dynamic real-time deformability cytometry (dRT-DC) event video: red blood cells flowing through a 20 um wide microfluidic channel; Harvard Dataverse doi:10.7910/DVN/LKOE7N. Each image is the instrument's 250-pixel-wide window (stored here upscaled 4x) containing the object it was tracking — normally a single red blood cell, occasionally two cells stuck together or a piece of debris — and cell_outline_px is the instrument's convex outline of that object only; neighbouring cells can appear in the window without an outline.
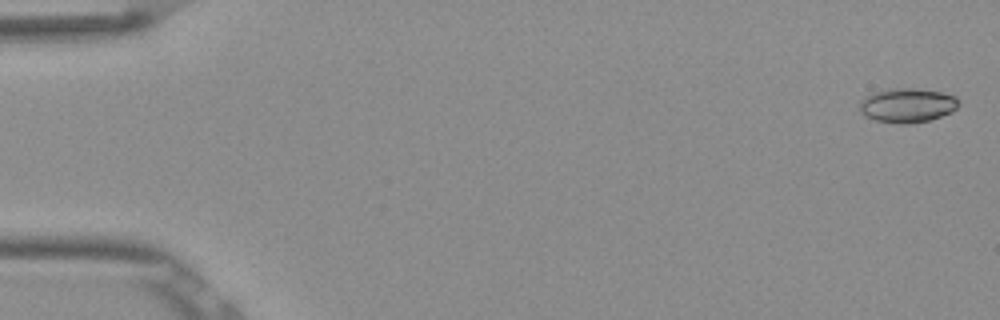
{"species": "Egyptian fruit bat (a non-hibernating species)", "species_latin": "Rousettus aegyptiacus", "temperature_condition": "room temperature", "stored_images_in_passage": 53, "camera_frame_rate_fps": 3000, "um_per_image_px": 0.085, "frame": {"image": 1, "passage_image": 2, "time_ms": 0.333, "image_size_px": [1000, 320], "cell_outline_px": [[960, 104], [952, 112], [928, 120], [912, 124], [900, 124], [872, 120], [864, 116], [860, 112], [860, 100], [876, 92], [892, 88], [912, 88], [940, 92], [956, 96]], "centroid_in_image_um": [77.11, 8.97], "position_along_channel_um": 7.9, "area_um2": 19.83}}
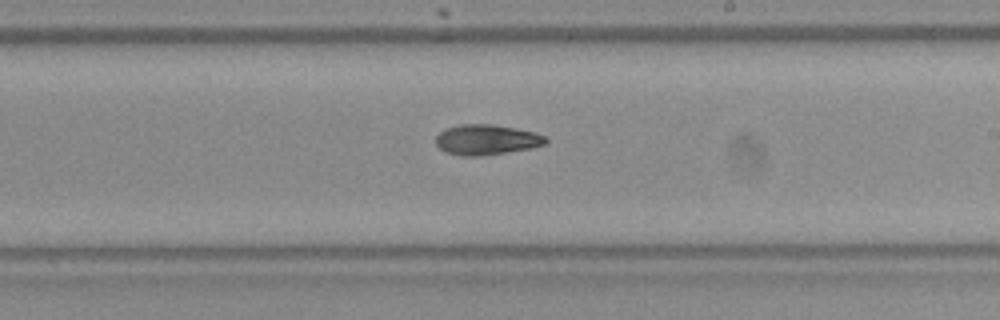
{"frame": {"image": 2, "passage_image": 32, "time_ms": 10.333, "image_size_px": [1000, 320], "cell_outline_px": [[548, 140], [544, 144], [532, 148], [480, 156], [460, 156], [444, 152], [436, 144], [436, 136], [444, 128], [460, 124], [492, 124], [516, 128], [536, 132], [548, 136]], "centroid_in_image_um": [41.36, 11.87], "position_along_channel_um": 247.6, "area_um2": 19.65}}
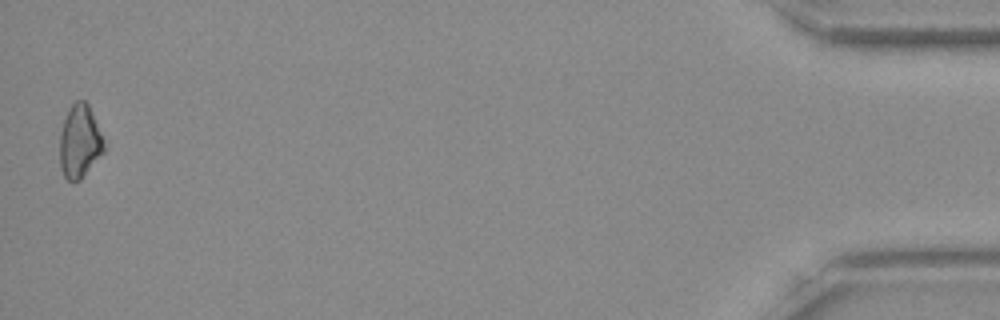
{"frame": {"image": 3, "passage_image": 53, "time_ms": 17.333, "image_size_px": [1000, 320], "cell_outline_px": [[108, 148], [80, 180], [72, 184], [64, 176], [60, 168], [60, 132], [68, 108], [76, 100], [84, 100], [88, 104], [108, 144]], "centroid_in_image_um": [6.82, 12.05], "position_along_channel_um": 428.4, "area_um2": 19.48}, "authors_computed_cell_mechanics": {"area_um2": 19.0162, "velocity_mm_per_s": 3.88, "shape_relaxation_time_tau1_ms": 7.2189, "shape_relaxation_time_tau2_ms": null, "deformation_change_tau1": 0.1841, "deformation_change_tau2": null}}